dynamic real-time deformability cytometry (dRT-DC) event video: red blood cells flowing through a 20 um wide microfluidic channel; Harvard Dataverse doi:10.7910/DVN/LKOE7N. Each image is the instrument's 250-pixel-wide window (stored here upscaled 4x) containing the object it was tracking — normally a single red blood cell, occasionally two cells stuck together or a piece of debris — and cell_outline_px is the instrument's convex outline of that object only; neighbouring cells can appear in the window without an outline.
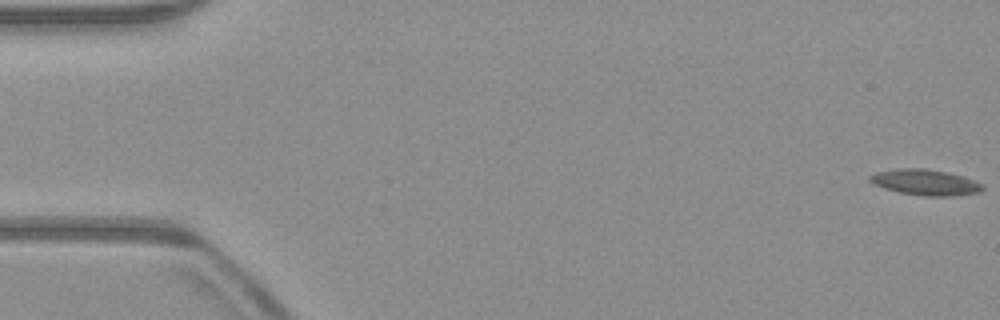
{"species": "common noctule bat (a hibernating species)", "species_latin": "Nyctalus noctula", "temperature_condition": "warm", "stored_images_in_passage": 55, "camera_frame_rate_fps": 3000, "um_per_image_px": 0.085, "animal": {"sex": "male", "body_mass_g": 23.1, "forearm_length_mm": 52.7}, "frame": {"image": 1, "passage_image": 1, "time_ms": 0.0, "image_size_px": [1000, 320], "cell_outline_px": [[984, 188], [980, 192], [952, 196], [924, 196], [900, 192], [872, 184], [868, 180], [868, 176], [876, 172], [900, 168], [924, 168], [944, 172], [960, 176], [984, 184]], "centroid_in_image_um": [78.62, 15.5], "position_along_channel_um": 6.4, "area_um2": 16.76}}
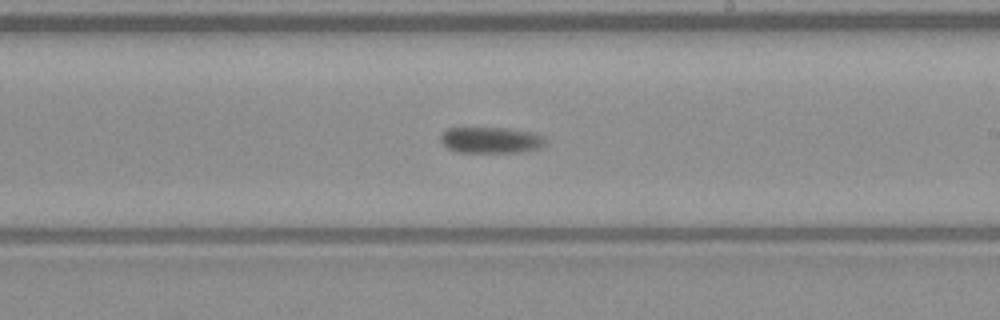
{"frame": {"image": 2, "passage_image": 32, "time_ms": 10.333, "image_size_px": [1000, 320], "cell_outline_px": [[548, 140], [540, 148], [524, 152], [456, 152], [448, 148], [440, 140], [440, 132], [448, 128], [504, 128], [532, 132], [544, 136]], "centroid_in_image_um": [41.74, 11.91], "position_along_channel_um": 247.3, "area_um2": 16.13}}
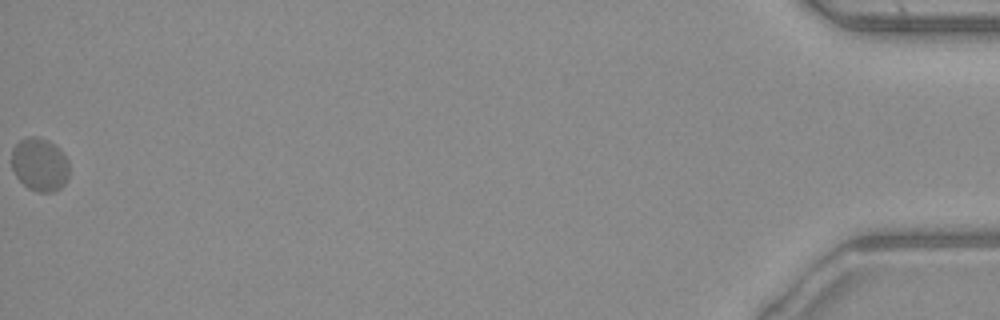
{"frame": {"image": 3, "passage_image": 55, "time_ms": 18.0, "image_size_px": [1000, 320], "cell_outline_px": [[68, 180], [60, 188], [52, 192], [36, 192], [28, 188], [16, 176], [12, 168], [12, 148], [20, 140], [28, 136], [40, 136], [48, 140], [60, 148], [68, 160]], "centroid_in_image_um": [3.38, 13.97], "position_along_channel_um": 431.8, "area_um2": 18.09}}